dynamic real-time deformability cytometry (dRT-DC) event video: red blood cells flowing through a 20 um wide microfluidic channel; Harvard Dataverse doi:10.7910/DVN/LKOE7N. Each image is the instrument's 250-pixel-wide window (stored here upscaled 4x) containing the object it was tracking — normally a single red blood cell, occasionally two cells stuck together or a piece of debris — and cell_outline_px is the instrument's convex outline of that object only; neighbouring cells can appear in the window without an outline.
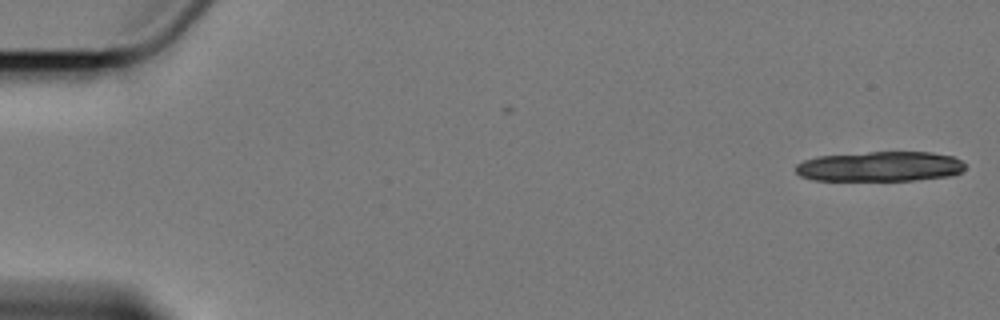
{"species": "Egyptian fruit bat (a non-hibernating species)", "species_latin": "Rousettus aegyptiacus", "temperature_condition": "cold", "stored_images_in_passage": 2, "camera_frame_rate_fps": 3000, "um_per_image_px": 0.085, "animal": {"sex": "female"}, "frame": {"image": 1, "passage_image": 2, "time_ms": 1.333, "image_size_px": [1000, 320], "cell_outline_px": [[964, 172], [948, 176], [912, 180], [812, 180], [800, 176], [796, 172], [796, 164], [804, 160], [816, 156], [868, 152], [932, 152], [952, 156], [960, 160], [964, 164]], "centroid_in_image_um": [74.78, 14.14], "position_along_channel_um": 10.2, "area_um2": 29.65}}